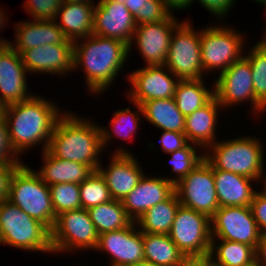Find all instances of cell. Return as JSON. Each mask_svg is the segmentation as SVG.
I'll return each mask as SVG.
<instances>
[{
    "mask_svg": "<svg viewBox=\"0 0 266 266\" xmlns=\"http://www.w3.org/2000/svg\"><path fill=\"white\" fill-rule=\"evenodd\" d=\"M73 58L74 71L82 69L85 73L87 91L92 96H99L112 87L118 74L125 68L129 59V45L92 34L73 42Z\"/></svg>",
    "mask_w": 266,
    "mask_h": 266,
    "instance_id": "cell-1",
    "label": "cell"
},
{
    "mask_svg": "<svg viewBox=\"0 0 266 266\" xmlns=\"http://www.w3.org/2000/svg\"><path fill=\"white\" fill-rule=\"evenodd\" d=\"M49 100L34 94L25 101L6 107L10 139L18 155L22 156L23 152L39 145H42L41 152L47 150L55 125L66 112Z\"/></svg>",
    "mask_w": 266,
    "mask_h": 266,
    "instance_id": "cell-2",
    "label": "cell"
},
{
    "mask_svg": "<svg viewBox=\"0 0 266 266\" xmlns=\"http://www.w3.org/2000/svg\"><path fill=\"white\" fill-rule=\"evenodd\" d=\"M66 112L55 125L47 151L56 158L86 164L96 171L104 151L100 126L94 119Z\"/></svg>",
    "mask_w": 266,
    "mask_h": 266,
    "instance_id": "cell-3",
    "label": "cell"
},
{
    "mask_svg": "<svg viewBox=\"0 0 266 266\" xmlns=\"http://www.w3.org/2000/svg\"><path fill=\"white\" fill-rule=\"evenodd\" d=\"M262 143L250 135L219 140L204 151V159L213 169L240 174L263 185L266 150Z\"/></svg>",
    "mask_w": 266,
    "mask_h": 266,
    "instance_id": "cell-4",
    "label": "cell"
},
{
    "mask_svg": "<svg viewBox=\"0 0 266 266\" xmlns=\"http://www.w3.org/2000/svg\"><path fill=\"white\" fill-rule=\"evenodd\" d=\"M52 253L51 231L8 199L0 202V246Z\"/></svg>",
    "mask_w": 266,
    "mask_h": 266,
    "instance_id": "cell-5",
    "label": "cell"
},
{
    "mask_svg": "<svg viewBox=\"0 0 266 266\" xmlns=\"http://www.w3.org/2000/svg\"><path fill=\"white\" fill-rule=\"evenodd\" d=\"M8 200L40 221L50 231L56 222L49 186L28 164L16 169L10 181Z\"/></svg>",
    "mask_w": 266,
    "mask_h": 266,
    "instance_id": "cell-6",
    "label": "cell"
},
{
    "mask_svg": "<svg viewBox=\"0 0 266 266\" xmlns=\"http://www.w3.org/2000/svg\"><path fill=\"white\" fill-rule=\"evenodd\" d=\"M218 23L201 29L200 46L201 62L204 73H214L217 75L224 72L231 64L240 59L246 53L244 34L238 32L234 27Z\"/></svg>",
    "mask_w": 266,
    "mask_h": 266,
    "instance_id": "cell-7",
    "label": "cell"
},
{
    "mask_svg": "<svg viewBox=\"0 0 266 266\" xmlns=\"http://www.w3.org/2000/svg\"><path fill=\"white\" fill-rule=\"evenodd\" d=\"M191 23V20H184L174 30L164 64L180 80L205 77L201 62V29L197 31Z\"/></svg>",
    "mask_w": 266,
    "mask_h": 266,
    "instance_id": "cell-8",
    "label": "cell"
},
{
    "mask_svg": "<svg viewBox=\"0 0 266 266\" xmlns=\"http://www.w3.org/2000/svg\"><path fill=\"white\" fill-rule=\"evenodd\" d=\"M99 234L88 210L80 208L59 214L51 230L53 254L95 250Z\"/></svg>",
    "mask_w": 266,
    "mask_h": 266,
    "instance_id": "cell-9",
    "label": "cell"
},
{
    "mask_svg": "<svg viewBox=\"0 0 266 266\" xmlns=\"http://www.w3.org/2000/svg\"><path fill=\"white\" fill-rule=\"evenodd\" d=\"M217 76L213 82L214 97L223 109L249 101L253 116L264 115L266 108L255 97L251 66L244 55Z\"/></svg>",
    "mask_w": 266,
    "mask_h": 266,
    "instance_id": "cell-10",
    "label": "cell"
},
{
    "mask_svg": "<svg viewBox=\"0 0 266 266\" xmlns=\"http://www.w3.org/2000/svg\"><path fill=\"white\" fill-rule=\"evenodd\" d=\"M168 235L184 255L210 253L211 222L206 214L180 205Z\"/></svg>",
    "mask_w": 266,
    "mask_h": 266,
    "instance_id": "cell-11",
    "label": "cell"
},
{
    "mask_svg": "<svg viewBox=\"0 0 266 266\" xmlns=\"http://www.w3.org/2000/svg\"><path fill=\"white\" fill-rule=\"evenodd\" d=\"M175 192L182 206L209 218L219 209L213 168L205 159L175 186Z\"/></svg>",
    "mask_w": 266,
    "mask_h": 266,
    "instance_id": "cell-12",
    "label": "cell"
},
{
    "mask_svg": "<svg viewBox=\"0 0 266 266\" xmlns=\"http://www.w3.org/2000/svg\"><path fill=\"white\" fill-rule=\"evenodd\" d=\"M126 76L131 85L126 98L140 105L153 99L174 98L180 81L165 65L142 66Z\"/></svg>",
    "mask_w": 266,
    "mask_h": 266,
    "instance_id": "cell-13",
    "label": "cell"
},
{
    "mask_svg": "<svg viewBox=\"0 0 266 266\" xmlns=\"http://www.w3.org/2000/svg\"><path fill=\"white\" fill-rule=\"evenodd\" d=\"M210 222L211 239L241 242L256 249L261 232L249 206L219 207Z\"/></svg>",
    "mask_w": 266,
    "mask_h": 266,
    "instance_id": "cell-14",
    "label": "cell"
},
{
    "mask_svg": "<svg viewBox=\"0 0 266 266\" xmlns=\"http://www.w3.org/2000/svg\"><path fill=\"white\" fill-rule=\"evenodd\" d=\"M181 23L172 13L164 21L137 25L129 44V55L132 48L137 46L146 64L144 66L164 65L172 34Z\"/></svg>",
    "mask_w": 266,
    "mask_h": 266,
    "instance_id": "cell-15",
    "label": "cell"
},
{
    "mask_svg": "<svg viewBox=\"0 0 266 266\" xmlns=\"http://www.w3.org/2000/svg\"><path fill=\"white\" fill-rule=\"evenodd\" d=\"M95 251L109 255V266H129L142 262L144 261L142 232L135 222L120 230L104 232L98 237Z\"/></svg>",
    "mask_w": 266,
    "mask_h": 266,
    "instance_id": "cell-16",
    "label": "cell"
},
{
    "mask_svg": "<svg viewBox=\"0 0 266 266\" xmlns=\"http://www.w3.org/2000/svg\"><path fill=\"white\" fill-rule=\"evenodd\" d=\"M115 149L111 152L110 164L105 168L100 164L97 170L105 179L111 197L122 201L136 187L144 171L136 156L127 147Z\"/></svg>",
    "mask_w": 266,
    "mask_h": 266,
    "instance_id": "cell-17",
    "label": "cell"
},
{
    "mask_svg": "<svg viewBox=\"0 0 266 266\" xmlns=\"http://www.w3.org/2000/svg\"><path fill=\"white\" fill-rule=\"evenodd\" d=\"M136 26L133 15L122 0H96L94 35L120 40L129 45Z\"/></svg>",
    "mask_w": 266,
    "mask_h": 266,
    "instance_id": "cell-18",
    "label": "cell"
},
{
    "mask_svg": "<svg viewBox=\"0 0 266 266\" xmlns=\"http://www.w3.org/2000/svg\"><path fill=\"white\" fill-rule=\"evenodd\" d=\"M20 55L27 72L30 74L45 73L59 77L74 72L73 42L71 40L24 50Z\"/></svg>",
    "mask_w": 266,
    "mask_h": 266,
    "instance_id": "cell-19",
    "label": "cell"
},
{
    "mask_svg": "<svg viewBox=\"0 0 266 266\" xmlns=\"http://www.w3.org/2000/svg\"><path fill=\"white\" fill-rule=\"evenodd\" d=\"M26 74L28 76L21 55L11 45L4 46L0 50V100L6 106L34 95L28 91Z\"/></svg>",
    "mask_w": 266,
    "mask_h": 266,
    "instance_id": "cell-20",
    "label": "cell"
},
{
    "mask_svg": "<svg viewBox=\"0 0 266 266\" xmlns=\"http://www.w3.org/2000/svg\"><path fill=\"white\" fill-rule=\"evenodd\" d=\"M143 174L136 187L121 201L128 216L135 222L152 206L168 199L175 186L164 177Z\"/></svg>",
    "mask_w": 266,
    "mask_h": 266,
    "instance_id": "cell-21",
    "label": "cell"
},
{
    "mask_svg": "<svg viewBox=\"0 0 266 266\" xmlns=\"http://www.w3.org/2000/svg\"><path fill=\"white\" fill-rule=\"evenodd\" d=\"M14 42L10 45L21 54L24 50L46 44L65 43L68 39L54 20H26L15 23Z\"/></svg>",
    "mask_w": 266,
    "mask_h": 266,
    "instance_id": "cell-22",
    "label": "cell"
},
{
    "mask_svg": "<svg viewBox=\"0 0 266 266\" xmlns=\"http://www.w3.org/2000/svg\"><path fill=\"white\" fill-rule=\"evenodd\" d=\"M222 106L217 99L213 97L202 108L195 110L193 113L185 116L184 134L189 143L199 146L202 151L216 143L217 121ZM219 112V113H218Z\"/></svg>",
    "mask_w": 266,
    "mask_h": 266,
    "instance_id": "cell-23",
    "label": "cell"
},
{
    "mask_svg": "<svg viewBox=\"0 0 266 266\" xmlns=\"http://www.w3.org/2000/svg\"><path fill=\"white\" fill-rule=\"evenodd\" d=\"M213 175L219 207L250 206L257 181L219 169H213Z\"/></svg>",
    "mask_w": 266,
    "mask_h": 266,
    "instance_id": "cell-24",
    "label": "cell"
},
{
    "mask_svg": "<svg viewBox=\"0 0 266 266\" xmlns=\"http://www.w3.org/2000/svg\"><path fill=\"white\" fill-rule=\"evenodd\" d=\"M95 3L61 4L54 21L68 40L75 42L93 34Z\"/></svg>",
    "mask_w": 266,
    "mask_h": 266,
    "instance_id": "cell-25",
    "label": "cell"
},
{
    "mask_svg": "<svg viewBox=\"0 0 266 266\" xmlns=\"http://www.w3.org/2000/svg\"><path fill=\"white\" fill-rule=\"evenodd\" d=\"M41 153L43 165L35 172L48 186L58 183L80 184L94 172L86 164L56 158L47 150Z\"/></svg>",
    "mask_w": 266,
    "mask_h": 266,
    "instance_id": "cell-26",
    "label": "cell"
},
{
    "mask_svg": "<svg viewBox=\"0 0 266 266\" xmlns=\"http://www.w3.org/2000/svg\"><path fill=\"white\" fill-rule=\"evenodd\" d=\"M143 117L158 130L184 133L185 116L174 98L153 99L141 104Z\"/></svg>",
    "mask_w": 266,
    "mask_h": 266,
    "instance_id": "cell-27",
    "label": "cell"
},
{
    "mask_svg": "<svg viewBox=\"0 0 266 266\" xmlns=\"http://www.w3.org/2000/svg\"><path fill=\"white\" fill-rule=\"evenodd\" d=\"M180 205L174 192L168 199L148 209L135 223L141 232L168 235Z\"/></svg>",
    "mask_w": 266,
    "mask_h": 266,
    "instance_id": "cell-28",
    "label": "cell"
},
{
    "mask_svg": "<svg viewBox=\"0 0 266 266\" xmlns=\"http://www.w3.org/2000/svg\"><path fill=\"white\" fill-rule=\"evenodd\" d=\"M131 103L137 110L132 111L130 107L117 110L114 112L113 117H111L112 119L109 123L111 128L108 126V129L105 126L100 125L104 151L106 147L110 146L109 144H111L112 139L114 141L115 137L121 138L122 140L129 139L131 142L133 137H135L136 131L139 129V123L142 122L141 117H143V113L140 104L135 102Z\"/></svg>",
    "mask_w": 266,
    "mask_h": 266,
    "instance_id": "cell-29",
    "label": "cell"
},
{
    "mask_svg": "<svg viewBox=\"0 0 266 266\" xmlns=\"http://www.w3.org/2000/svg\"><path fill=\"white\" fill-rule=\"evenodd\" d=\"M204 81L205 79H189L180 80L177 84L174 100L184 116L202 108L214 97V87L208 88Z\"/></svg>",
    "mask_w": 266,
    "mask_h": 266,
    "instance_id": "cell-30",
    "label": "cell"
},
{
    "mask_svg": "<svg viewBox=\"0 0 266 266\" xmlns=\"http://www.w3.org/2000/svg\"><path fill=\"white\" fill-rule=\"evenodd\" d=\"M144 261L157 266H175L184 254L169 235L142 232Z\"/></svg>",
    "mask_w": 266,
    "mask_h": 266,
    "instance_id": "cell-31",
    "label": "cell"
},
{
    "mask_svg": "<svg viewBox=\"0 0 266 266\" xmlns=\"http://www.w3.org/2000/svg\"><path fill=\"white\" fill-rule=\"evenodd\" d=\"M98 234L129 227L134 221L128 216L120 200H111L88 209Z\"/></svg>",
    "mask_w": 266,
    "mask_h": 266,
    "instance_id": "cell-32",
    "label": "cell"
},
{
    "mask_svg": "<svg viewBox=\"0 0 266 266\" xmlns=\"http://www.w3.org/2000/svg\"><path fill=\"white\" fill-rule=\"evenodd\" d=\"M209 254L216 266H242L256 257L254 247L224 239H211Z\"/></svg>",
    "mask_w": 266,
    "mask_h": 266,
    "instance_id": "cell-33",
    "label": "cell"
},
{
    "mask_svg": "<svg viewBox=\"0 0 266 266\" xmlns=\"http://www.w3.org/2000/svg\"><path fill=\"white\" fill-rule=\"evenodd\" d=\"M201 150L199 146L188 143L184 148L168 154L171 155L169 162L174 177L166 176L165 179L176 186L204 159V151Z\"/></svg>",
    "mask_w": 266,
    "mask_h": 266,
    "instance_id": "cell-34",
    "label": "cell"
},
{
    "mask_svg": "<svg viewBox=\"0 0 266 266\" xmlns=\"http://www.w3.org/2000/svg\"><path fill=\"white\" fill-rule=\"evenodd\" d=\"M133 15L136 25L166 20L172 12L162 0H122Z\"/></svg>",
    "mask_w": 266,
    "mask_h": 266,
    "instance_id": "cell-35",
    "label": "cell"
},
{
    "mask_svg": "<svg viewBox=\"0 0 266 266\" xmlns=\"http://www.w3.org/2000/svg\"><path fill=\"white\" fill-rule=\"evenodd\" d=\"M250 48L244 56L251 66L255 97L266 108V46L259 41Z\"/></svg>",
    "mask_w": 266,
    "mask_h": 266,
    "instance_id": "cell-36",
    "label": "cell"
},
{
    "mask_svg": "<svg viewBox=\"0 0 266 266\" xmlns=\"http://www.w3.org/2000/svg\"><path fill=\"white\" fill-rule=\"evenodd\" d=\"M79 187L81 208L86 210L113 200L105 179L98 170L94 171L86 180L80 183Z\"/></svg>",
    "mask_w": 266,
    "mask_h": 266,
    "instance_id": "cell-37",
    "label": "cell"
},
{
    "mask_svg": "<svg viewBox=\"0 0 266 266\" xmlns=\"http://www.w3.org/2000/svg\"><path fill=\"white\" fill-rule=\"evenodd\" d=\"M52 205L56 214L81 208L80 187L76 183L49 185Z\"/></svg>",
    "mask_w": 266,
    "mask_h": 266,
    "instance_id": "cell-38",
    "label": "cell"
},
{
    "mask_svg": "<svg viewBox=\"0 0 266 266\" xmlns=\"http://www.w3.org/2000/svg\"><path fill=\"white\" fill-rule=\"evenodd\" d=\"M61 4V0H26L23 7L32 16L29 20H54Z\"/></svg>",
    "mask_w": 266,
    "mask_h": 266,
    "instance_id": "cell-39",
    "label": "cell"
},
{
    "mask_svg": "<svg viewBox=\"0 0 266 266\" xmlns=\"http://www.w3.org/2000/svg\"><path fill=\"white\" fill-rule=\"evenodd\" d=\"M10 139L6 118L0 120V165H23Z\"/></svg>",
    "mask_w": 266,
    "mask_h": 266,
    "instance_id": "cell-40",
    "label": "cell"
},
{
    "mask_svg": "<svg viewBox=\"0 0 266 266\" xmlns=\"http://www.w3.org/2000/svg\"><path fill=\"white\" fill-rule=\"evenodd\" d=\"M261 186L250 204L252 215L257 223L258 229L261 234L266 233V189Z\"/></svg>",
    "mask_w": 266,
    "mask_h": 266,
    "instance_id": "cell-41",
    "label": "cell"
},
{
    "mask_svg": "<svg viewBox=\"0 0 266 266\" xmlns=\"http://www.w3.org/2000/svg\"><path fill=\"white\" fill-rule=\"evenodd\" d=\"M160 147L163 153L170 154L184 148L189 142L184 133L175 131H161Z\"/></svg>",
    "mask_w": 266,
    "mask_h": 266,
    "instance_id": "cell-42",
    "label": "cell"
},
{
    "mask_svg": "<svg viewBox=\"0 0 266 266\" xmlns=\"http://www.w3.org/2000/svg\"><path fill=\"white\" fill-rule=\"evenodd\" d=\"M203 8L207 10L219 21H223V18H227V13L234 7L236 0H197ZM196 2V0H194Z\"/></svg>",
    "mask_w": 266,
    "mask_h": 266,
    "instance_id": "cell-43",
    "label": "cell"
},
{
    "mask_svg": "<svg viewBox=\"0 0 266 266\" xmlns=\"http://www.w3.org/2000/svg\"><path fill=\"white\" fill-rule=\"evenodd\" d=\"M20 166L21 165H0V202L8 199L11 177Z\"/></svg>",
    "mask_w": 266,
    "mask_h": 266,
    "instance_id": "cell-44",
    "label": "cell"
},
{
    "mask_svg": "<svg viewBox=\"0 0 266 266\" xmlns=\"http://www.w3.org/2000/svg\"><path fill=\"white\" fill-rule=\"evenodd\" d=\"M211 264L210 254L184 255L175 266H210Z\"/></svg>",
    "mask_w": 266,
    "mask_h": 266,
    "instance_id": "cell-45",
    "label": "cell"
},
{
    "mask_svg": "<svg viewBox=\"0 0 266 266\" xmlns=\"http://www.w3.org/2000/svg\"><path fill=\"white\" fill-rule=\"evenodd\" d=\"M165 6L173 13L175 10H187L192 6L194 0H162ZM175 9V10H174Z\"/></svg>",
    "mask_w": 266,
    "mask_h": 266,
    "instance_id": "cell-46",
    "label": "cell"
},
{
    "mask_svg": "<svg viewBox=\"0 0 266 266\" xmlns=\"http://www.w3.org/2000/svg\"><path fill=\"white\" fill-rule=\"evenodd\" d=\"M255 254L259 263L266 266V233L260 235Z\"/></svg>",
    "mask_w": 266,
    "mask_h": 266,
    "instance_id": "cell-47",
    "label": "cell"
},
{
    "mask_svg": "<svg viewBox=\"0 0 266 266\" xmlns=\"http://www.w3.org/2000/svg\"><path fill=\"white\" fill-rule=\"evenodd\" d=\"M5 12V13H4ZM7 11L6 10H2V7H0V31L3 30L2 28L5 29L6 27V23H8V15L6 16ZM0 41L5 45H10L11 41L5 40V38L3 39L2 37L0 38Z\"/></svg>",
    "mask_w": 266,
    "mask_h": 266,
    "instance_id": "cell-48",
    "label": "cell"
},
{
    "mask_svg": "<svg viewBox=\"0 0 266 266\" xmlns=\"http://www.w3.org/2000/svg\"><path fill=\"white\" fill-rule=\"evenodd\" d=\"M6 105L0 100V120L5 118Z\"/></svg>",
    "mask_w": 266,
    "mask_h": 266,
    "instance_id": "cell-49",
    "label": "cell"
},
{
    "mask_svg": "<svg viewBox=\"0 0 266 266\" xmlns=\"http://www.w3.org/2000/svg\"><path fill=\"white\" fill-rule=\"evenodd\" d=\"M242 266H262L259 261L257 260V258L255 257L253 260L245 263L244 265Z\"/></svg>",
    "mask_w": 266,
    "mask_h": 266,
    "instance_id": "cell-50",
    "label": "cell"
},
{
    "mask_svg": "<svg viewBox=\"0 0 266 266\" xmlns=\"http://www.w3.org/2000/svg\"><path fill=\"white\" fill-rule=\"evenodd\" d=\"M129 266H157L155 264H152L151 262H147V261H142L133 265H129Z\"/></svg>",
    "mask_w": 266,
    "mask_h": 266,
    "instance_id": "cell-51",
    "label": "cell"
},
{
    "mask_svg": "<svg viewBox=\"0 0 266 266\" xmlns=\"http://www.w3.org/2000/svg\"><path fill=\"white\" fill-rule=\"evenodd\" d=\"M62 4L74 3V2H95L93 0H61Z\"/></svg>",
    "mask_w": 266,
    "mask_h": 266,
    "instance_id": "cell-52",
    "label": "cell"
},
{
    "mask_svg": "<svg viewBox=\"0 0 266 266\" xmlns=\"http://www.w3.org/2000/svg\"><path fill=\"white\" fill-rule=\"evenodd\" d=\"M253 1L257 2L256 4H260L266 7V0H253Z\"/></svg>",
    "mask_w": 266,
    "mask_h": 266,
    "instance_id": "cell-53",
    "label": "cell"
},
{
    "mask_svg": "<svg viewBox=\"0 0 266 266\" xmlns=\"http://www.w3.org/2000/svg\"><path fill=\"white\" fill-rule=\"evenodd\" d=\"M260 42H262L266 46V29H265V32H264V34H263L262 39L260 40Z\"/></svg>",
    "mask_w": 266,
    "mask_h": 266,
    "instance_id": "cell-54",
    "label": "cell"
},
{
    "mask_svg": "<svg viewBox=\"0 0 266 266\" xmlns=\"http://www.w3.org/2000/svg\"><path fill=\"white\" fill-rule=\"evenodd\" d=\"M262 186L266 189V174H265V179H264V183Z\"/></svg>",
    "mask_w": 266,
    "mask_h": 266,
    "instance_id": "cell-55",
    "label": "cell"
},
{
    "mask_svg": "<svg viewBox=\"0 0 266 266\" xmlns=\"http://www.w3.org/2000/svg\"><path fill=\"white\" fill-rule=\"evenodd\" d=\"M5 45L0 41V50L3 49Z\"/></svg>",
    "mask_w": 266,
    "mask_h": 266,
    "instance_id": "cell-56",
    "label": "cell"
}]
</instances>
